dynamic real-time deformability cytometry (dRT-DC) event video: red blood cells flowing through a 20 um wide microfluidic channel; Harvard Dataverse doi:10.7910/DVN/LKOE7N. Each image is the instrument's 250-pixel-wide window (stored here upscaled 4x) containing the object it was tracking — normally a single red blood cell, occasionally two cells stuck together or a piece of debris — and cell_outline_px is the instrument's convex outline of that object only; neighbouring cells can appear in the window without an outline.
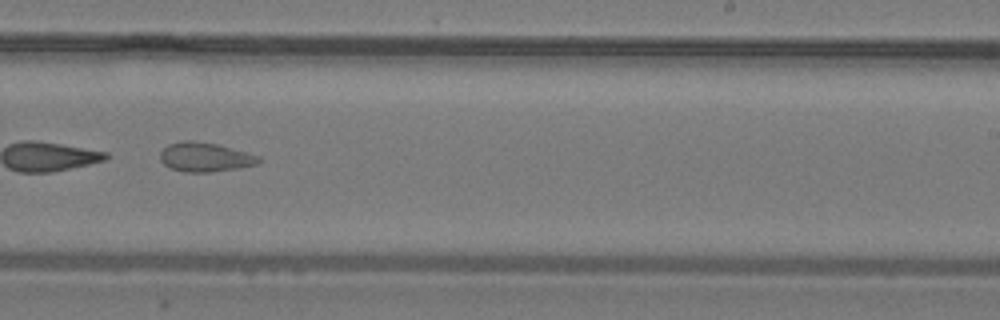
{"species": "common noctule bat (a hibernating species)", "species_latin": "Nyctalus noctula", "temperature_condition": "warm", "stored_images_in_passage": 27, "camera_frame_rate_fps": 3000, "um_per_image_px": 0.085, "animal": {"sex": "male", "body_mass_g": 19.2, "forearm_length_mm": 51.8}, "frame": {"image": 1, "passage_image": 16, "time_ms": 5.0, "image_size_px": [1000, 320], "cell_outline_px": [[260, 164], [212, 172], [184, 172], [172, 168], [164, 164], [160, 160], [160, 152], [168, 144], [184, 140], [192, 140], [220, 144], [260, 156]], "centroid_in_image_um": [17.44, 13.34], "position_along_channel_um": 271.6, "area_um2": 16.94}}
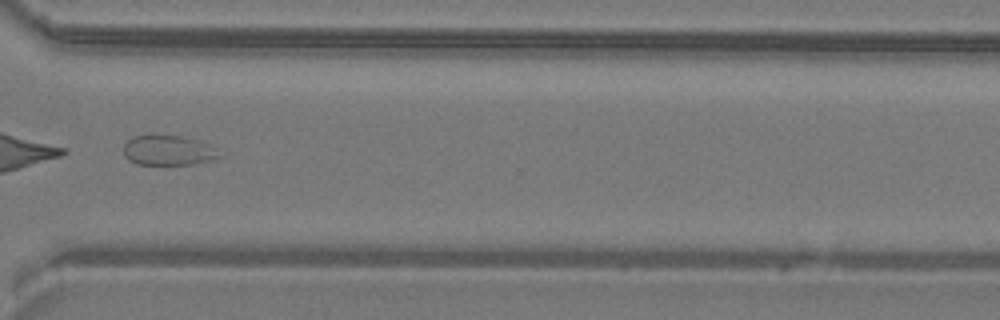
{"frame": {"image": 2, "passage_image": 20, "time_ms": 6.333, "image_size_px": [1000, 320], "cell_outline_px": [[224, 156], [212, 160], [192, 164], [136, 164], [128, 160], [124, 156], [124, 144], [132, 136], [152, 132], [180, 136], [200, 140], [216, 148]], "centroid_in_image_um": [14.29, 12.74], "position_along_channel_um": 356.3, "area_um2": 17.46}}